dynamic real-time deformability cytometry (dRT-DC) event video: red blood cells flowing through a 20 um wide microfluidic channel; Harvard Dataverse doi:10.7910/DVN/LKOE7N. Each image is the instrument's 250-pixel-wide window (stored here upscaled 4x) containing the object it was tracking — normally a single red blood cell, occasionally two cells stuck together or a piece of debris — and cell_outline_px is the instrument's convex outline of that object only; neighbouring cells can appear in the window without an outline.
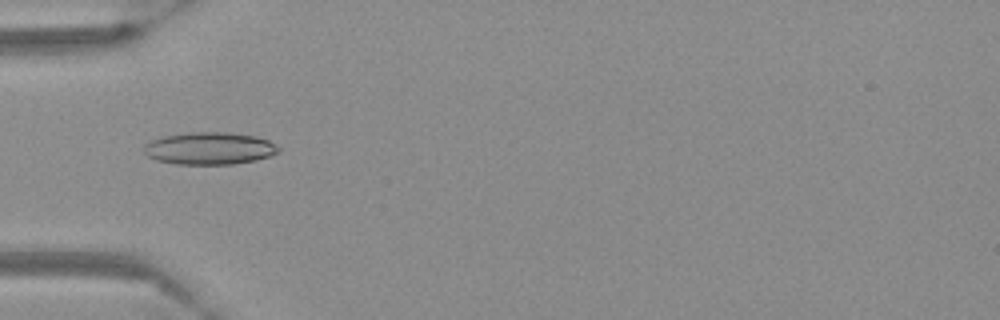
{"species": "Egyptian fruit bat (a non-hibernating species)", "species_latin": "Rousettus aegyptiacus", "temperature_condition": "warm", "stored_images_in_passage": 43, "camera_frame_rate_fps": 3000, "um_per_image_px": 0.085, "frame": {"image": 1, "passage_image": 6, "time_ms": 1.667, "image_size_px": [1000, 320], "cell_outline_px": [[280, 148], [276, 152], [268, 156], [256, 160], [232, 164], [176, 164], [156, 160], [148, 156], [144, 152], [144, 144], [152, 140], [164, 136], [192, 132], [228, 132], [256, 136], [268, 140]], "centroid_in_image_um": [17.78, 12.61], "position_along_channel_um": 67.2, "area_um2": 25.2}}
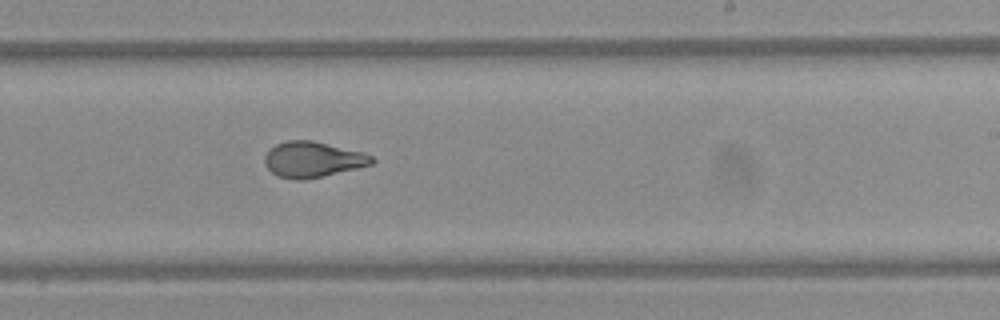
{"frame": {"image": 2, "passage_image": 22, "time_ms": 7.0, "image_size_px": [1000, 320], "cell_outline_px": [[376, 160], [372, 164], [356, 168], [304, 180], [296, 180], [276, 176], [264, 164], [264, 156], [276, 144], [288, 140], [312, 140], [364, 152], [372, 156]], "centroid_in_image_um": [26.58, 13.55], "position_along_channel_um": 262.4, "area_um2": 22.2}}
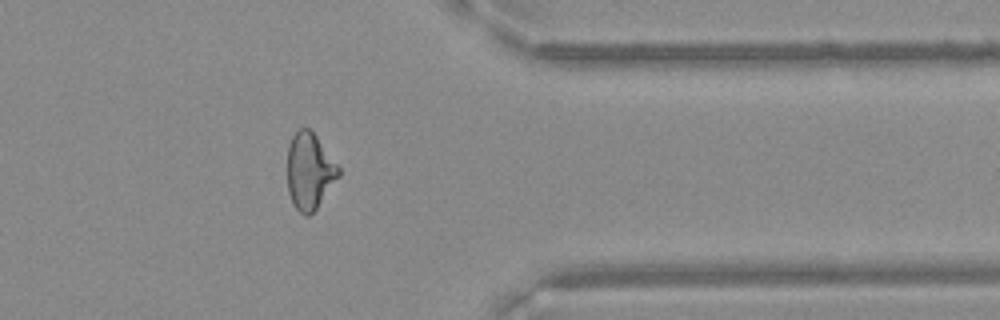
{"frame": {"image": 3, "passage_image": 33, "time_ms": 10.667, "image_size_px": [1000, 320], "cell_outline_px": [[340, 176], [316, 208], [308, 216], [304, 216], [292, 204], [288, 192], [288, 144], [292, 136], [300, 128], [308, 128], [316, 136], [340, 168]], "centroid_in_image_um": [26.3, 14.56], "position_along_channel_um": 385.1, "area_um2": 22.66}}